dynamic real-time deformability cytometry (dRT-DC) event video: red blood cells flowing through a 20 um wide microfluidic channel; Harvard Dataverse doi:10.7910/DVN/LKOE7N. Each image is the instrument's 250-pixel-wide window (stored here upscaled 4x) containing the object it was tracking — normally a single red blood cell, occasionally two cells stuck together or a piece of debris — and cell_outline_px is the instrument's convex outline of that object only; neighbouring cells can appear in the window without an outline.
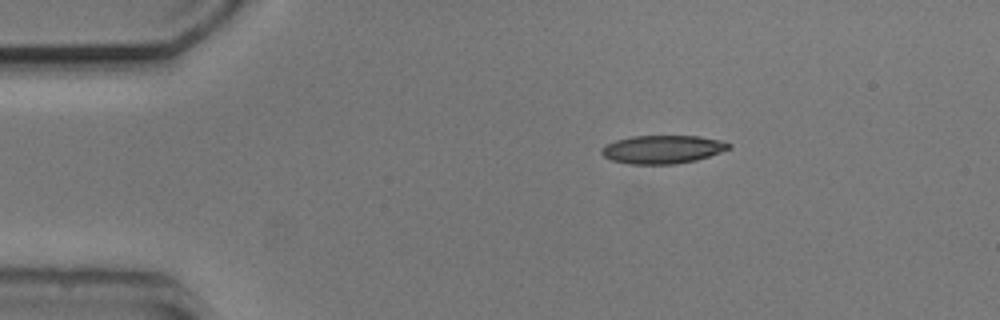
{"species": "common noctule bat (a hibernating species)", "species_latin": "Nyctalus noctula", "temperature_condition": "cold", "stored_images_in_passage": 7, "camera_frame_rate_fps": 3000, "um_per_image_px": 0.085, "animal": {"sex": "male", "body_mass_g": 20.5, "forearm_length_mm": 52.5}, "frame": {"image": 1, "passage_image": 1, "time_ms": 0.0, "image_size_px": [1000, 320], "cell_outline_px": [[732, 148], [696, 160], [676, 164], [628, 164], [612, 160], [604, 156], [600, 152], [600, 148], [616, 140], [632, 136], [700, 136], [724, 140], [732, 144]], "centroid_in_image_um": [56.35, 12.69], "position_along_channel_um": 28.7, "area_um2": 21.1}}
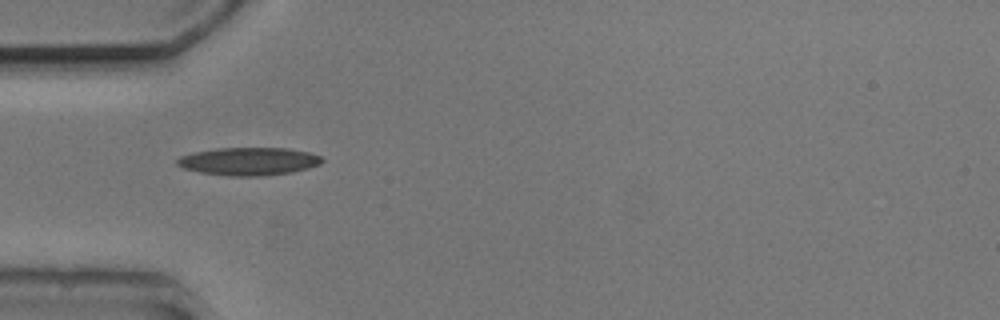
{"frame": {"image": 2, "passage_image": 3, "time_ms": 2.333, "image_size_px": [1000, 320], "cell_outline_px": [[324, 160], [320, 164], [308, 168], [292, 172], [264, 176], [228, 176], [200, 172], [184, 168], [176, 164], [176, 160], [180, 156], [196, 152], [216, 148], [288, 148], [308, 152], [320, 156]], "centroid_in_image_um": [21.15, 13.71], "position_along_channel_um": 63.8, "area_um2": 23.52}}